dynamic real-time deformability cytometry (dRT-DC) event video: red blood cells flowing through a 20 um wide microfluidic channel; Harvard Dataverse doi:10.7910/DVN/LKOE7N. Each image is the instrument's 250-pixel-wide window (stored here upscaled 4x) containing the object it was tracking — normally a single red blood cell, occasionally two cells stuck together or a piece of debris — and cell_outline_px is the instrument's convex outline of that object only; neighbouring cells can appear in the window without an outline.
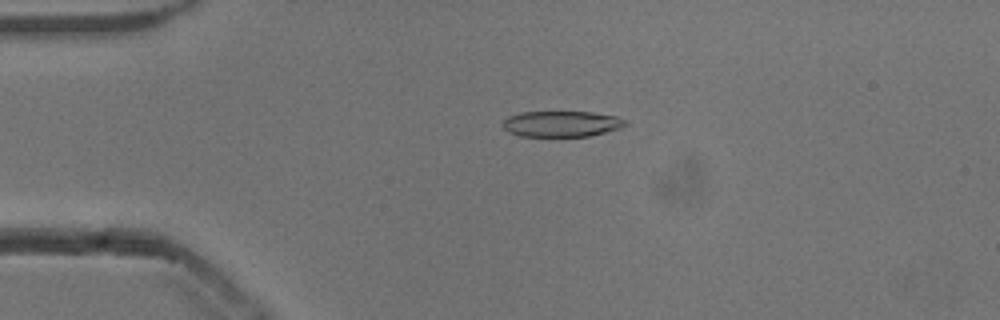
{"species": "common noctule bat (a hibernating species)", "species_latin": "Nyctalus noctula", "temperature_condition": "cold", "stored_images_in_passage": 53, "camera_frame_rate_fps": 3000, "um_per_image_px": 0.085, "animal": {"sex": "male", "body_mass_g": 13.3}, "frame": {"image": 1, "passage_image": 12, "time_ms": 3.667, "image_size_px": [1000, 320], "cell_outline_px": [[628, 124], [620, 128], [588, 136], [520, 136], [508, 132], [500, 124], [508, 116], [520, 112], [592, 112], [616, 116], [624, 120]], "centroid_in_image_um": [47.68, 10.52], "position_along_channel_um": 37.3, "area_um2": 18.44}}
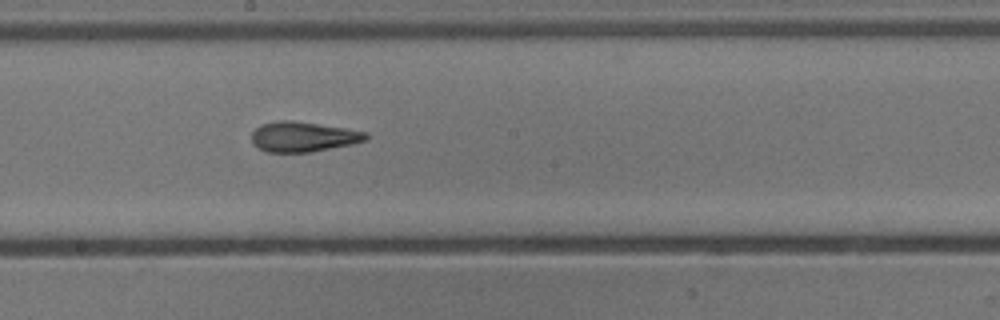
{"frame": {"image": 2, "passage_image": 29, "time_ms": 9.333, "image_size_px": [1000, 320], "cell_outline_px": [[368, 136], [364, 140], [352, 144], [312, 152], [264, 152], [252, 144], [252, 132], [260, 124], [280, 120], [288, 120], [344, 128], [368, 132]], "centroid_in_image_um": [25.72, 11.63], "position_along_channel_um": 222.5, "area_um2": 19.94}}
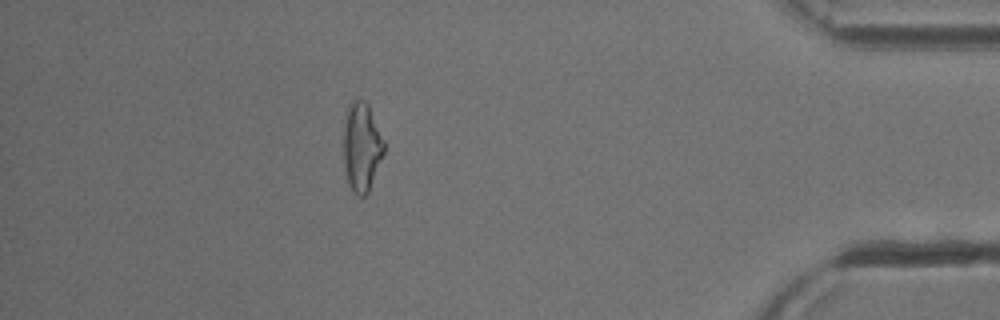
{"frame": {"image": 3, "passage_image": 47, "time_ms": 15.333, "image_size_px": [1000, 320], "cell_outline_px": [[384, 152], [368, 192], [364, 196], [356, 196], [352, 192], [348, 184], [344, 164], [344, 112], [348, 104], [352, 100], [364, 100], [368, 104], [384, 140]], "centroid_in_image_um": [30.72, 12.47], "position_along_channel_um": 404.5, "area_um2": 21.1}, "authors_computed_cell_mechanics": {"area_um2": 19.9988, "velocity_mm_per_s": 3.849, "shape_relaxation_time_tau1_ms": 5.98, "shape_relaxation_time_tau2_ms": 2.5933, "deformation_change_tau1": 0.1894, "deformation_change_tau2": 0.1302}}